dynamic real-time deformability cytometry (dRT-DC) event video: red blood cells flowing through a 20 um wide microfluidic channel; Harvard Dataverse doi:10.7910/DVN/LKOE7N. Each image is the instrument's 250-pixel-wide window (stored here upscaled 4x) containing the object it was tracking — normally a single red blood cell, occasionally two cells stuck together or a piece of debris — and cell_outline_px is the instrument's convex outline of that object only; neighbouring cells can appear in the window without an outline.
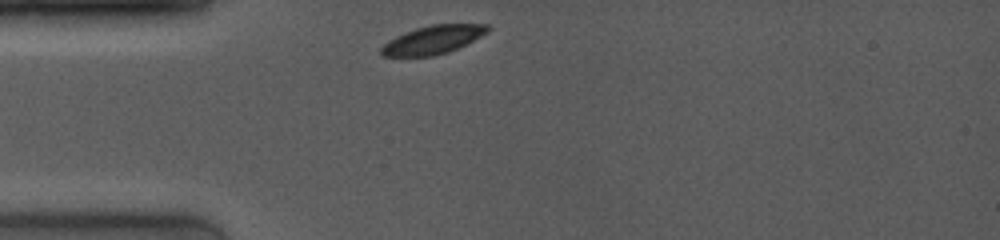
{"species": "common noctule bat (a hibernating species)", "species_latin": "Nyctalus noctula", "temperature_condition": "room temperature", "stored_images_in_passage": 16, "camera_frame_rate_fps": 4000, "um_per_image_px": 0.085, "animal": {"sex": "female", "body_mass_g": 19.0, "forearm_length_mm": 53.3}, "frame": {"image": 1, "passage_image": 1, "time_ms": 0.0, "image_size_px": [1000, 240], "cell_outline_px": [[488, 32], [448, 52], [432, 56], [384, 56], [380, 52], [380, 48], [388, 40], [404, 32], [416, 28], [432, 24], [488, 24]], "centroid_in_image_um": [36.75, 3.37], "position_along_channel_um": 48.2, "area_um2": 17.34}}
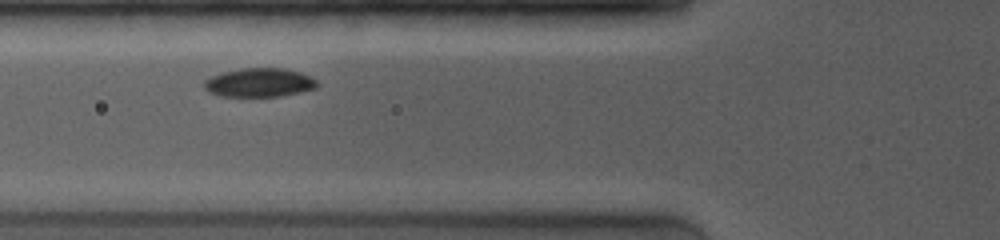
{"frame": {"image": 2, "passage_image": 15, "time_ms": 1.75, "image_size_px": [1000, 240], "cell_outline_px": [[320, 84], [316, 88], [300, 92], [280, 96], [220, 96], [208, 92], [204, 88], [204, 80], [212, 76], [224, 72], [240, 68], [280, 68], [300, 72], [316, 80]], "centroid_in_image_um": [22.03, 7.02], "position_along_channel_um": 103.8, "area_um2": 18.9}}